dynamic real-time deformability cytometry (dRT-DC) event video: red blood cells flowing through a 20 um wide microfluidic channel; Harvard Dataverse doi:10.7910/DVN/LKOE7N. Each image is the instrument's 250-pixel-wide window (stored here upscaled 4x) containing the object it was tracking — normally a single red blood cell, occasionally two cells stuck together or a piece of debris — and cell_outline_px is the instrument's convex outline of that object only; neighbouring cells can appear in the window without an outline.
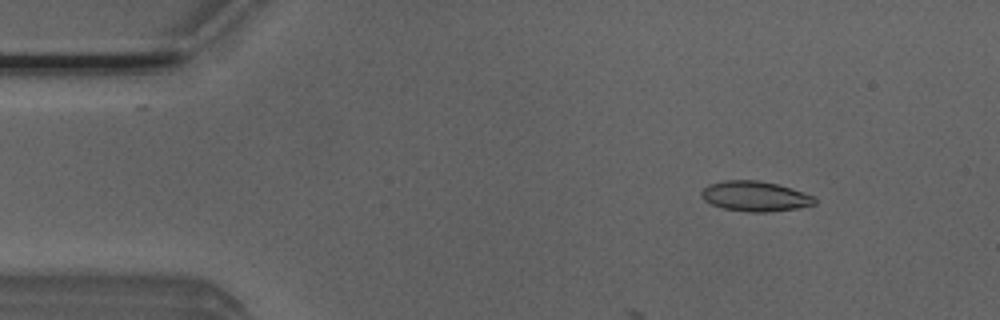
{"species": "Egyptian fruit bat (a non-hibernating species)", "species_latin": "Rousettus aegyptiacus", "temperature_condition": "room temperature", "stored_images_in_passage": 11, "camera_frame_rate_fps": 3000, "um_per_image_px": 0.085, "animal": {"sex": "male"}, "frame": {"image": 1, "passage_image": 6, "time_ms": 1.667, "image_size_px": [1000, 320], "cell_outline_px": [[816, 204], [796, 208], [768, 212], [752, 212], [724, 208], [712, 204], [704, 200], [700, 196], [700, 192], [708, 184], [724, 180], [760, 180], [792, 188], [816, 196]], "centroid_in_image_um": [64.19, 16.67], "position_along_channel_um": 20.8, "area_um2": 19.94}}